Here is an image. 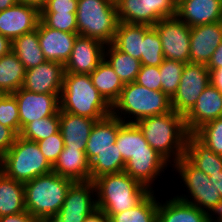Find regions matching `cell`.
<instances>
[{
  "instance_id": "cell-1",
  "label": "cell",
  "mask_w": 222,
  "mask_h": 222,
  "mask_svg": "<svg viewBox=\"0 0 222 222\" xmlns=\"http://www.w3.org/2000/svg\"><path fill=\"white\" fill-rule=\"evenodd\" d=\"M135 124L149 145L171 165L185 155L186 138L189 133L183 115L172 110L165 114L143 118Z\"/></svg>"
},
{
  "instance_id": "cell-2",
  "label": "cell",
  "mask_w": 222,
  "mask_h": 222,
  "mask_svg": "<svg viewBox=\"0 0 222 222\" xmlns=\"http://www.w3.org/2000/svg\"><path fill=\"white\" fill-rule=\"evenodd\" d=\"M93 182L96 188L97 208L109 218L134 208L151 193L125 171L102 175Z\"/></svg>"
},
{
  "instance_id": "cell-3",
  "label": "cell",
  "mask_w": 222,
  "mask_h": 222,
  "mask_svg": "<svg viewBox=\"0 0 222 222\" xmlns=\"http://www.w3.org/2000/svg\"><path fill=\"white\" fill-rule=\"evenodd\" d=\"M60 110L97 121L111 115V106L93 85L89 74H64Z\"/></svg>"
},
{
  "instance_id": "cell-4",
  "label": "cell",
  "mask_w": 222,
  "mask_h": 222,
  "mask_svg": "<svg viewBox=\"0 0 222 222\" xmlns=\"http://www.w3.org/2000/svg\"><path fill=\"white\" fill-rule=\"evenodd\" d=\"M171 111V98L162 90L148 89L136 82L124 84L119 98L111 107V114L124 123H136L143 118ZM131 118H134V120H131Z\"/></svg>"
},
{
  "instance_id": "cell-5",
  "label": "cell",
  "mask_w": 222,
  "mask_h": 222,
  "mask_svg": "<svg viewBox=\"0 0 222 222\" xmlns=\"http://www.w3.org/2000/svg\"><path fill=\"white\" fill-rule=\"evenodd\" d=\"M73 183L74 181L53 171L25 182L26 210L38 221L49 216H56Z\"/></svg>"
},
{
  "instance_id": "cell-6",
  "label": "cell",
  "mask_w": 222,
  "mask_h": 222,
  "mask_svg": "<svg viewBox=\"0 0 222 222\" xmlns=\"http://www.w3.org/2000/svg\"><path fill=\"white\" fill-rule=\"evenodd\" d=\"M76 20L79 35L111 44L119 23L116 1L78 0Z\"/></svg>"
},
{
  "instance_id": "cell-7",
  "label": "cell",
  "mask_w": 222,
  "mask_h": 222,
  "mask_svg": "<svg viewBox=\"0 0 222 222\" xmlns=\"http://www.w3.org/2000/svg\"><path fill=\"white\" fill-rule=\"evenodd\" d=\"M0 170L8 177L25 183L50 173L53 167L35 141L17 136L12 147L0 158Z\"/></svg>"
},
{
  "instance_id": "cell-8",
  "label": "cell",
  "mask_w": 222,
  "mask_h": 222,
  "mask_svg": "<svg viewBox=\"0 0 222 222\" xmlns=\"http://www.w3.org/2000/svg\"><path fill=\"white\" fill-rule=\"evenodd\" d=\"M172 166V169L179 173L180 180L183 181L184 187L187 188L186 192L191 195L182 194L179 196L177 194L176 197L197 206L211 216L215 214L217 216L222 209V197L216 191L212 181H210V177L195 167L185 156L181 157Z\"/></svg>"
},
{
  "instance_id": "cell-9",
  "label": "cell",
  "mask_w": 222,
  "mask_h": 222,
  "mask_svg": "<svg viewBox=\"0 0 222 222\" xmlns=\"http://www.w3.org/2000/svg\"><path fill=\"white\" fill-rule=\"evenodd\" d=\"M119 22L154 26L159 20L175 17L174 0H115Z\"/></svg>"
},
{
  "instance_id": "cell-10",
  "label": "cell",
  "mask_w": 222,
  "mask_h": 222,
  "mask_svg": "<svg viewBox=\"0 0 222 222\" xmlns=\"http://www.w3.org/2000/svg\"><path fill=\"white\" fill-rule=\"evenodd\" d=\"M210 83V71L205 64L186 63L178 89L171 98L172 110L185 116Z\"/></svg>"
},
{
  "instance_id": "cell-11",
  "label": "cell",
  "mask_w": 222,
  "mask_h": 222,
  "mask_svg": "<svg viewBox=\"0 0 222 222\" xmlns=\"http://www.w3.org/2000/svg\"><path fill=\"white\" fill-rule=\"evenodd\" d=\"M162 43L165 59L190 63L191 28L177 16L159 20L153 26Z\"/></svg>"
},
{
  "instance_id": "cell-12",
  "label": "cell",
  "mask_w": 222,
  "mask_h": 222,
  "mask_svg": "<svg viewBox=\"0 0 222 222\" xmlns=\"http://www.w3.org/2000/svg\"><path fill=\"white\" fill-rule=\"evenodd\" d=\"M12 95L18 103L20 131L27 123L59 113L61 94L35 93L20 88Z\"/></svg>"
},
{
  "instance_id": "cell-13",
  "label": "cell",
  "mask_w": 222,
  "mask_h": 222,
  "mask_svg": "<svg viewBox=\"0 0 222 222\" xmlns=\"http://www.w3.org/2000/svg\"><path fill=\"white\" fill-rule=\"evenodd\" d=\"M104 49L101 41L78 35L64 65L65 73L91 74L104 59Z\"/></svg>"
},
{
  "instance_id": "cell-14",
  "label": "cell",
  "mask_w": 222,
  "mask_h": 222,
  "mask_svg": "<svg viewBox=\"0 0 222 222\" xmlns=\"http://www.w3.org/2000/svg\"><path fill=\"white\" fill-rule=\"evenodd\" d=\"M64 74L62 63L45 61L26 70L22 88L35 93L61 94Z\"/></svg>"
},
{
  "instance_id": "cell-15",
  "label": "cell",
  "mask_w": 222,
  "mask_h": 222,
  "mask_svg": "<svg viewBox=\"0 0 222 222\" xmlns=\"http://www.w3.org/2000/svg\"><path fill=\"white\" fill-rule=\"evenodd\" d=\"M40 10L23 3H17L0 11V34L11 41L37 29Z\"/></svg>"
},
{
  "instance_id": "cell-16",
  "label": "cell",
  "mask_w": 222,
  "mask_h": 222,
  "mask_svg": "<svg viewBox=\"0 0 222 222\" xmlns=\"http://www.w3.org/2000/svg\"><path fill=\"white\" fill-rule=\"evenodd\" d=\"M220 117H222V93L209 83L193 108L184 116V124L187 132L193 134L203 124Z\"/></svg>"
},
{
  "instance_id": "cell-17",
  "label": "cell",
  "mask_w": 222,
  "mask_h": 222,
  "mask_svg": "<svg viewBox=\"0 0 222 222\" xmlns=\"http://www.w3.org/2000/svg\"><path fill=\"white\" fill-rule=\"evenodd\" d=\"M221 42L222 21L191 27L190 63L207 65Z\"/></svg>"
},
{
  "instance_id": "cell-18",
  "label": "cell",
  "mask_w": 222,
  "mask_h": 222,
  "mask_svg": "<svg viewBox=\"0 0 222 222\" xmlns=\"http://www.w3.org/2000/svg\"><path fill=\"white\" fill-rule=\"evenodd\" d=\"M40 47L47 61L65 65L78 33L63 32L47 27L41 20L37 25Z\"/></svg>"
},
{
  "instance_id": "cell-19",
  "label": "cell",
  "mask_w": 222,
  "mask_h": 222,
  "mask_svg": "<svg viewBox=\"0 0 222 222\" xmlns=\"http://www.w3.org/2000/svg\"><path fill=\"white\" fill-rule=\"evenodd\" d=\"M168 166L172 167L158 152L140 153L131 156L124 171L152 192V184Z\"/></svg>"
},
{
  "instance_id": "cell-20",
  "label": "cell",
  "mask_w": 222,
  "mask_h": 222,
  "mask_svg": "<svg viewBox=\"0 0 222 222\" xmlns=\"http://www.w3.org/2000/svg\"><path fill=\"white\" fill-rule=\"evenodd\" d=\"M176 16L190 28L222 21V0H180Z\"/></svg>"
},
{
  "instance_id": "cell-21",
  "label": "cell",
  "mask_w": 222,
  "mask_h": 222,
  "mask_svg": "<svg viewBox=\"0 0 222 222\" xmlns=\"http://www.w3.org/2000/svg\"><path fill=\"white\" fill-rule=\"evenodd\" d=\"M59 130L64 147L85 150L92 127L97 120L59 110Z\"/></svg>"
},
{
  "instance_id": "cell-22",
  "label": "cell",
  "mask_w": 222,
  "mask_h": 222,
  "mask_svg": "<svg viewBox=\"0 0 222 222\" xmlns=\"http://www.w3.org/2000/svg\"><path fill=\"white\" fill-rule=\"evenodd\" d=\"M162 202L158 205L157 222H214L215 216L176 196Z\"/></svg>"
},
{
  "instance_id": "cell-23",
  "label": "cell",
  "mask_w": 222,
  "mask_h": 222,
  "mask_svg": "<svg viewBox=\"0 0 222 222\" xmlns=\"http://www.w3.org/2000/svg\"><path fill=\"white\" fill-rule=\"evenodd\" d=\"M124 122L112 114L95 122L87 140L85 154L90 162L100 151L112 148Z\"/></svg>"
},
{
  "instance_id": "cell-24",
  "label": "cell",
  "mask_w": 222,
  "mask_h": 222,
  "mask_svg": "<svg viewBox=\"0 0 222 222\" xmlns=\"http://www.w3.org/2000/svg\"><path fill=\"white\" fill-rule=\"evenodd\" d=\"M53 172L74 182L90 181V162L85 150L64 147L53 165Z\"/></svg>"
},
{
  "instance_id": "cell-25",
  "label": "cell",
  "mask_w": 222,
  "mask_h": 222,
  "mask_svg": "<svg viewBox=\"0 0 222 222\" xmlns=\"http://www.w3.org/2000/svg\"><path fill=\"white\" fill-rule=\"evenodd\" d=\"M184 156L208 176L222 171V155L213 152L194 134H188L186 138Z\"/></svg>"
},
{
  "instance_id": "cell-26",
  "label": "cell",
  "mask_w": 222,
  "mask_h": 222,
  "mask_svg": "<svg viewBox=\"0 0 222 222\" xmlns=\"http://www.w3.org/2000/svg\"><path fill=\"white\" fill-rule=\"evenodd\" d=\"M94 197H96V188L93 181L74 182L59 212L93 213L98 209Z\"/></svg>"
},
{
  "instance_id": "cell-27",
  "label": "cell",
  "mask_w": 222,
  "mask_h": 222,
  "mask_svg": "<svg viewBox=\"0 0 222 222\" xmlns=\"http://www.w3.org/2000/svg\"><path fill=\"white\" fill-rule=\"evenodd\" d=\"M150 27L146 24L119 22L112 44L118 50L141 60L144 35Z\"/></svg>"
},
{
  "instance_id": "cell-28",
  "label": "cell",
  "mask_w": 222,
  "mask_h": 222,
  "mask_svg": "<svg viewBox=\"0 0 222 222\" xmlns=\"http://www.w3.org/2000/svg\"><path fill=\"white\" fill-rule=\"evenodd\" d=\"M89 76L100 95L112 107L124 87L114 69L103 59Z\"/></svg>"
},
{
  "instance_id": "cell-29",
  "label": "cell",
  "mask_w": 222,
  "mask_h": 222,
  "mask_svg": "<svg viewBox=\"0 0 222 222\" xmlns=\"http://www.w3.org/2000/svg\"><path fill=\"white\" fill-rule=\"evenodd\" d=\"M24 211V183L6 176L0 170V217Z\"/></svg>"
},
{
  "instance_id": "cell-30",
  "label": "cell",
  "mask_w": 222,
  "mask_h": 222,
  "mask_svg": "<svg viewBox=\"0 0 222 222\" xmlns=\"http://www.w3.org/2000/svg\"><path fill=\"white\" fill-rule=\"evenodd\" d=\"M115 144L125 163L132 155L157 152L145 140L143 133L135 123H124L119 128Z\"/></svg>"
},
{
  "instance_id": "cell-31",
  "label": "cell",
  "mask_w": 222,
  "mask_h": 222,
  "mask_svg": "<svg viewBox=\"0 0 222 222\" xmlns=\"http://www.w3.org/2000/svg\"><path fill=\"white\" fill-rule=\"evenodd\" d=\"M12 51L26 70L47 61L40 47L37 29L12 40Z\"/></svg>"
},
{
  "instance_id": "cell-32",
  "label": "cell",
  "mask_w": 222,
  "mask_h": 222,
  "mask_svg": "<svg viewBox=\"0 0 222 222\" xmlns=\"http://www.w3.org/2000/svg\"><path fill=\"white\" fill-rule=\"evenodd\" d=\"M26 69L11 50L0 58V93L12 94L22 88Z\"/></svg>"
},
{
  "instance_id": "cell-33",
  "label": "cell",
  "mask_w": 222,
  "mask_h": 222,
  "mask_svg": "<svg viewBox=\"0 0 222 222\" xmlns=\"http://www.w3.org/2000/svg\"><path fill=\"white\" fill-rule=\"evenodd\" d=\"M104 59L114 69L123 84L135 82L141 61L118 50L112 43L105 45Z\"/></svg>"
},
{
  "instance_id": "cell-34",
  "label": "cell",
  "mask_w": 222,
  "mask_h": 222,
  "mask_svg": "<svg viewBox=\"0 0 222 222\" xmlns=\"http://www.w3.org/2000/svg\"><path fill=\"white\" fill-rule=\"evenodd\" d=\"M125 165L123 156L114 143L112 148L100 151L90 161V180L94 181L102 175L122 172Z\"/></svg>"
},
{
  "instance_id": "cell-35",
  "label": "cell",
  "mask_w": 222,
  "mask_h": 222,
  "mask_svg": "<svg viewBox=\"0 0 222 222\" xmlns=\"http://www.w3.org/2000/svg\"><path fill=\"white\" fill-rule=\"evenodd\" d=\"M152 191L141 203L111 216L110 222H157L159 201Z\"/></svg>"
},
{
  "instance_id": "cell-36",
  "label": "cell",
  "mask_w": 222,
  "mask_h": 222,
  "mask_svg": "<svg viewBox=\"0 0 222 222\" xmlns=\"http://www.w3.org/2000/svg\"><path fill=\"white\" fill-rule=\"evenodd\" d=\"M59 127V113H55L52 116L27 123L21 129L19 136L27 140L37 142L57 133L59 131Z\"/></svg>"
},
{
  "instance_id": "cell-37",
  "label": "cell",
  "mask_w": 222,
  "mask_h": 222,
  "mask_svg": "<svg viewBox=\"0 0 222 222\" xmlns=\"http://www.w3.org/2000/svg\"><path fill=\"white\" fill-rule=\"evenodd\" d=\"M185 64L164 58L162 64L159 66L162 91L169 98H172L178 89Z\"/></svg>"
},
{
  "instance_id": "cell-38",
  "label": "cell",
  "mask_w": 222,
  "mask_h": 222,
  "mask_svg": "<svg viewBox=\"0 0 222 222\" xmlns=\"http://www.w3.org/2000/svg\"><path fill=\"white\" fill-rule=\"evenodd\" d=\"M164 60L162 43L156 29L151 26L144 35L141 65L160 66Z\"/></svg>"
},
{
  "instance_id": "cell-39",
  "label": "cell",
  "mask_w": 222,
  "mask_h": 222,
  "mask_svg": "<svg viewBox=\"0 0 222 222\" xmlns=\"http://www.w3.org/2000/svg\"><path fill=\"white\" fill-rule=\"evenodd\" d=\"M193 134L213 152L222 155V117L203 124Z\"/></svg>"
},
{
  "instance_id": "cell-40",
  "label": "cell",
  "mask_w": 222,
  "mask_h": 222,
  "mask_svg": "<svg viewBox=\"0 0 222 222\" xmlns=\"http://www.w3.org/2000/svg\"><path fill=\"white\" fill-rule=\"evenodd\" d=\"M0 123L20 134L18 103L12 94L0 95Z\"/></svg>"
},
{
  "instance_id": "cell-41",
  "label": "cell",
  "mask_w": 222,
  "mask_h": 222,
  "mask_svg": "<svg viewBox=\"0 0 222 222\" xmlns=\"http://www.w3.org/2000/svg\"><path fill=\"white\" fill-rule=\"evenodd\" d=\"M40 20L52 29L77 33L76 13H40Z\"/></svg>"
},
{
  "instance_id": "cell-42",
  "label": "cell",
  "mask_w": 222,
  "mask_h": 222,
  "mask_svg": "<svg viewBox=\"0 0 222 222\" xmlns=\"http://www.w3.org/2000/svg\"><path fill=\"white\" fill-rule=\"evenodd\" d=\"M40 151L53 167L64 148V140L60 130L44 140L37 141Z\"/></svg>"
},
{
  "instance_id": "cell-43",
  "label": "cell",
  "mask_w": 222,
  "mask_h": 222,
  "mask_svg": "<svg viewBox=\"0 0 222 222\" xmlns=\"http://www.w3.org/2000/svg\"><path fill=\"white\" fill-rule=\"evenodd\" d=\"M160 71L158 66L141 65L135 82L155 91H161Z\"/></svg>"
},
{
  "instance_id": "cell-44",
  "label": "cell",
  "mask_w": 222,
  "mask_h": 222,
  "mask_svg": "<svg viewBox=\"0 0 222 222\" xmlns=\"http://www.w3.org/2000/svg\"><path fill=\"white\" fill-rule=\"evenodd\" d=\"M78 0H47L40 13H76Z\"/></svg>"
},
{
  "instance_id": "cell-45",
  "label": "cell",
  "mask_w": 222,
  "mask_h": 222,
  "mask_svg": "<svg viewBox=\"0 0 222 222\" xmlns=\"http://www.w3.org/2000/svg\"><path fill=\"white\" fill-rule=\"evenodd\" d=\"M18 134L0 123V158L12 147Z\"/></svg>"
},
{
  "instance_id": "cell-46",
  "label": "cell",
  "mask_w": 222,
  "mask_h": 222,
  "mask_svg": "<svg viewBox=\"0 0 222 222\" xmlns=\"http://www.w3.org/2000/svg\"><path fill=\"white\" fill-rule=\"evenodd\" d=\"M0 222H39L27 210L22 213L0 217Z\"/></svg>"
},
{
  "instance_id": "cell-47",
  "label": "cell",
  "mask_w": 222,
  "mask_h": 222,
  "mask_svg": "<svg viewBox=\"0 0 222 222\" xmlns=\"http://www.w3.org/2000/svg\"><path fill=\"white\" fill-rule=\"evenodd\" d=\"M92 213L59 212L56 216L61 222H84Z\"/></svg>"
},
{
  "instance_id": "cell-48",
  "label": "cell",
  "mask_w": 222,
  "mask_h": 222,
  "mask_svg": "<svg viewBox=\"0 0 222 222\" xmlns=\"http://www.w3.org/2000/svg\"><path fill=\"white\" fill-rule=\"evenodd\" d=\"M206 66L208 69L222 68V42L216 48L215 52L213 53L210 61Z\"/></svg>"
},
{
  "instance_id": "cell-49",
  "label": "cell",
  "mask_w": 222,
  "mask_h": 222,
  "mask_svg": "<svg viewBox=\"0 0 222 222\" xmlns=\"http://www.w3.org/2000/svg\"><path fill=\"white\" fill-rule=\"evenodd\" d=\"M210 83L222 93V68L209 69Z\"/></svg>"
},
{
  "instance_id": "cell-50",
  "label": "cell",
  "mask_w": 222,
  "mask_h": 222,
  "mask_svg": "<svg viewBox=\"0 0 222 222\" xmlns=\"http://www.w3.org/2000/svg\"><path fill=\"white\" fill-rule=\"evenodd\" d=\"M84 222H110V219L102 210L96 209Z\"/></svg>"
},
{
  "instance_id": "cell-51",
  "label": "cell",
  "mask_w": 222,
  "mask_h": 222,
  "mask_svg": "<svg viewBox=\"0 0 222 222\" xmlns=\"http://www.w3.org/2000/svg\"><path fill=\"white\" fill-rule=\"evenodd\" d=\"M12 50V41L0 34V58Z\"/></svg>"
},
{
  "instance_id": "cell-52",
  "label": "cell",
  "mask_w": 222,
  "mask_h": 222,
  "mask_svg": "<svg viewBox=\"0 0 222 222\" xmlns=\"http://www.w3.org/2000/svg\"><path fill=\"white\" fill-rule=\"evenodd\" d=\"M209 177L210 181H212V184L216 188V191H218L222 197V171L216 174H212Z\"/></svg>"
},
{
  "instance_id": "cell-53",
  "label": "cell",
  "mask_w": 222,
  "mask_h": 222,
  "mask_svg": "<svg viewBox=\"0 0 222 222\" xmlns=\"http://www.w3.org/2000/svg\"><path fill=\"white\" fill-rule=\"evenodd\" d=\"M47 0H18V3H23L29 6L36 7L38 10H42Z\"/></svg>"
},
{
  "instance_id": "cell-54",
  "label": "cell",
  "mask_w": 222,
  "mask_h": 222,
  "mask_svg": "<svg viewBox=\"0 0 222 222\" xmlns=\"http://www.w3.org/2000/svg\"><path fill=\"white\" fill-rule=\"evenodd\" d=\"M18 3V0H0V11H3L9 7Z\"/></svg>"
},
{
  "instance_id": "cell-55",
  "label": "cell",
  "mask_w": 222,
  "mask_h": 222,
  "mask_svg": "<svg viewBox=\"0 0 222 222\" xmlns=\"http://www.w3.org/2000/svg\"><path fill=\"white\" fill-rule=\"evenodd\" d=\"M39 222H61L57 216H49L43 219H40Z\"/></svg>"
},
{
  "instance_id": "cell-56",
  "label": "cell",
  "mask_w": 222,
  "mask_h": 222,
  "mask_svg": "<svg viewBox=\"0 0 222 222\" xmlns=\"http://www.w3.org/2000/svg\"><path fill=\"white\" fill-rule=\"evenodd\" d=\"M217 215L218 216L214 217V222H222V209Z\"/></svg>"
}]
</instances>
